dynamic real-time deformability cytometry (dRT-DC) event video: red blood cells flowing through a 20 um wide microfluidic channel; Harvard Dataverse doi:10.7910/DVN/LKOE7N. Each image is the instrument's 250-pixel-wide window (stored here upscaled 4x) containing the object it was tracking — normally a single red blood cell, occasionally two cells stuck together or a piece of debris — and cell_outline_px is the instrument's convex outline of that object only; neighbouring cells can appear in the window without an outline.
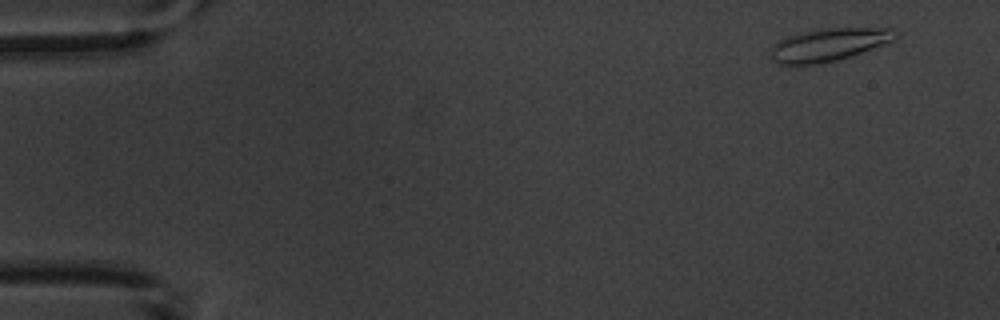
{"species": "common noctule bat (a hibernating species)", "species_latin": "Nyctalus noctula", "temperature_condition": "warm", "stored_images_in_passage": 5, "camera_frame_rate_fps": 3000, "um_per_image_px": 0.085, "animal": {"sex": "male", "body_mass_g": 20.1, "forearm_length_mm": 53.5}, "frame": {"image": 1, "passage_image": 1, "time_ms": 0.0, "image_size_px": [1000, 320], "cell_outline_px": [[900, 32], [892, 40], [884, 44], [852, 56], [820, 64], [788, 68], [776, 64], [768, 56], [772, 48], [780, 40], [788, 36], [804, 32], [824, 28], [888, 28]], "centroid_in_image_um": [70.35, 3.85], "position_along_channel_um": 14.6, "area_um2": 24.33}}
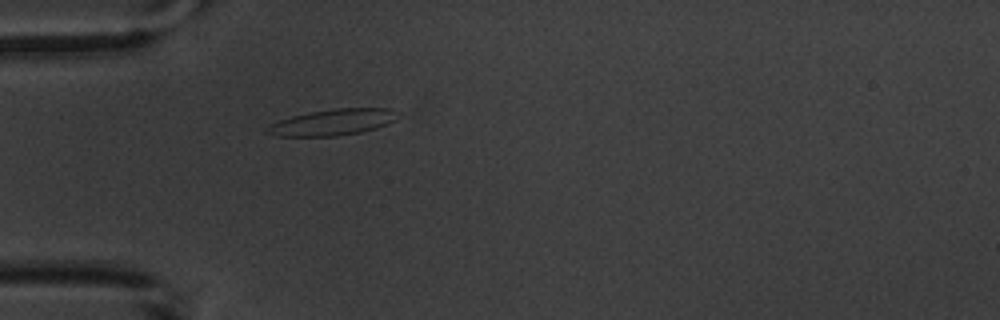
{"frame": {"image": 2, "passage_image": 5, "time_ms": 4.333, "image_size_px": [1000, 320], "cell_outline_px": [[400, 112], [396, 120], [388, 124], [376, 128], [360, 132], [336, 136], [276, 136], [264, 132], [264, 128], [268, 124], [292, 116], [308, 112], [332, 108], [388, 108]], "centroid_in_image_um": [28.26, 10.38], "position_along_channel_um": 56.7, "area_um2": 20.23}}